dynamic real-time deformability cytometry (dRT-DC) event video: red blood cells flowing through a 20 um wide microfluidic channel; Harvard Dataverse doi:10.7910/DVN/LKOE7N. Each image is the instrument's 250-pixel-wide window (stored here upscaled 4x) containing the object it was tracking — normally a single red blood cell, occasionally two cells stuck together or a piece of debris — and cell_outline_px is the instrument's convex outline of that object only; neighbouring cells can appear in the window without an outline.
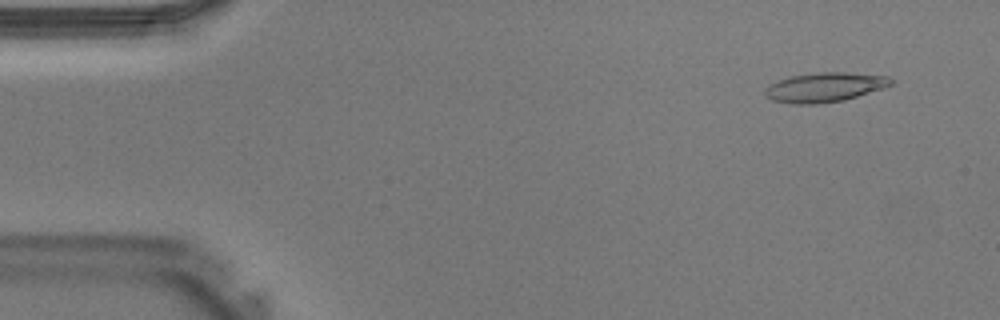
{"species": "Egyptian fruit bat (a non-hibernating species)", "species_latin": "Rousettus aegyptiacus", "temperature_condition": "warm", "stored_images_in_passage": 40, "camera_frame_rate_fps": 3000, "um_per_image_px": 0.085, "animal": {"sex": "male"}, "frame": {"image": 1, "passage_image": 3, "time_ms": 0.667, "image_size_px": [1000, 320], "cell_outline_px": [[892, 84], [844, 100], [816, 104], [792, 104], [772, 100], [764, 96], [764, 88], [768, 84], [792, 76], [820, 72], [844, 72], [888, 76], [892, 80]], "centroid_in_image_um": [70.02, 7.42], "position_along_channel_um": 15.0, "area_um2": 21.39}}
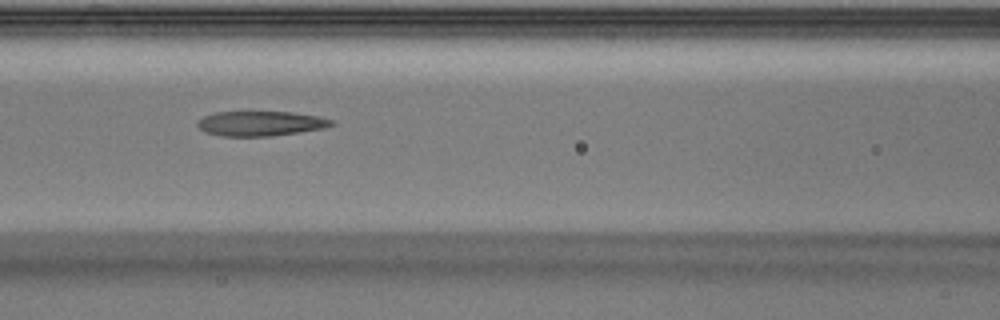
{"frame": {"image": 2, "passage_image": 17, "time_ms": 5.333, "image_size_px": [1000, 320], "cell_outline_px": [[332, 124], [324, 128], [300, 132], [272, 136], [220, 136], [204, 132], [196, 124], [196, 120], [204, 116], [216, 112], [292, 112], [320, 116], [332, 120]], "centroid_in_image_um": [22.11, 10.5], "position_along_channel_um": 144.5, "area_um2": 19.42}}
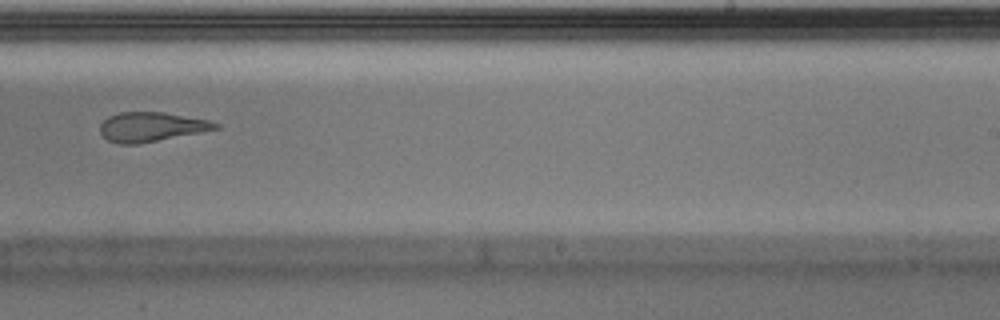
{"frame": {"image": 3, "passage_image": 25, "time_ms": 8.0, "image_size_px": [1000, 320], "cell_outline_px": [[220, 128], [200, 132], [136, 144], [120, 144], [108, 140], [100, 132], [100, 124], [108, 116], [120, 112], [164, 112], [208, 120], [220, 124]], "centroid_in_image_um": [12.84, 10.77], "position_along_channel_um": 276.2, "area_um2": 19.54}}